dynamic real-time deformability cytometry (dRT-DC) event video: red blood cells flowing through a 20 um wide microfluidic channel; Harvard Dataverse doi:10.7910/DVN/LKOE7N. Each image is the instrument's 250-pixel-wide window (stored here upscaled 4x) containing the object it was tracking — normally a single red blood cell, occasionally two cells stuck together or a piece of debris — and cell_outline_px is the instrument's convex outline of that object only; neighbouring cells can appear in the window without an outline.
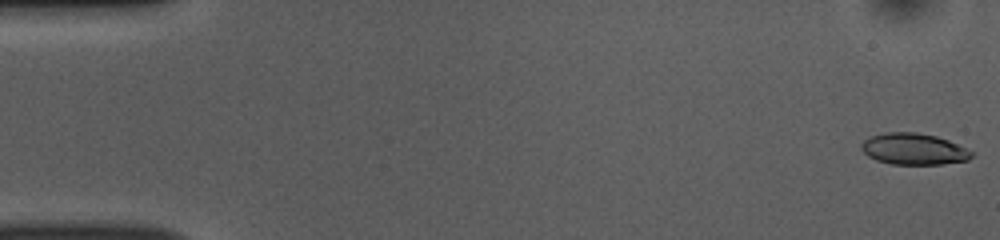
{"species": "common noctule bat (a hibernating species)", "species_latin": "Nyctalus noctula", "temperature_condition": "room temperature", "stored_images_in_passage": 52, "camera_frame_rate_fps": 3000, "um_per_image_px": 0.085, "animal": {"sex": "female", "body_mass_g": 10.0, "forearm_length_mm": 53.1}, "frame": {"image": 1, "passage_image": 1, "time_ms": 0.0, "image_size_px": [1000, 240], "cell_outline_px": [[972, 156], [968, 160], [940, 164], [892, 164], [876, 160], [868, 156], [860, 148], [860, 144], [864, 140], [872, 136], [888, 132], [916, 132], [936, 136], [948, 140], [972, 152]], "centroid_in_image_um": [77.63, 12.67], "position_along_channel_um": 7.4, "area_um2": 19.94}}
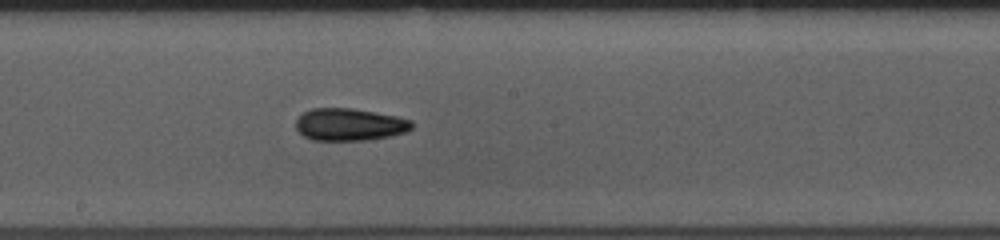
{"frame": {"image": 2, "passage_image": 28, "time_ms": 9.0, "image_size_px": [1000, 240], "cell_outline_px": [[412, 128], [404, 132], [388, 136], [368, 140], [312, 140], [304, 136], [296, 128], [296, 120], [304, 112], [312, 108], [352, 108], [396, 116], [412, 120]], "centroid_in_image_um": [29.7, 10.58], "position_along_channel_um": 218.5, "area_um2": 21.68}}
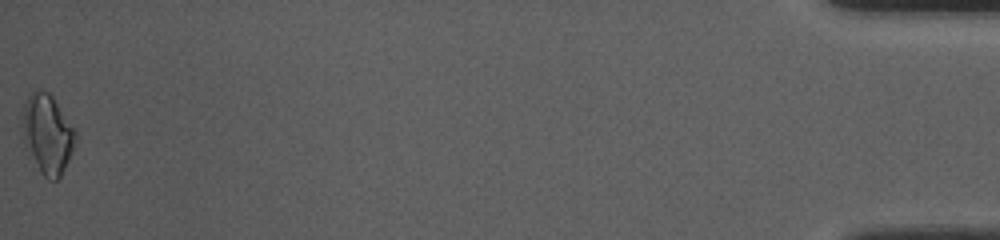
{"frame": {"image": 3, "passage_image": 52, "time_ms": 17.0, "image_size_px": [1000, 240], "cell_outline_px": [[76, 140], [72, 152], [60, 176], [56, 180], [48, 180], [40, 172], [28, 156], [24, 136], [24, 104], [28, 96], [36, 88], [48, 92], [52, 96], [76, 132]], "centroid_in_image_um": [4.03, 11.41], "position_along_channel_um": 431.2, "area_um2": 24.1}, "authors_computed_cell_mechanics": {"area_um2": 20.8658, "velocity_mm_per_s": 3.8704, "shape_relaxation_time_tau1_ms": 7.3197, "shape_relaxation_time_tau2_ms": 4.3754, "deformation_change_tau1": 0.1566, "deformation_change_tau2": 0.1188}}